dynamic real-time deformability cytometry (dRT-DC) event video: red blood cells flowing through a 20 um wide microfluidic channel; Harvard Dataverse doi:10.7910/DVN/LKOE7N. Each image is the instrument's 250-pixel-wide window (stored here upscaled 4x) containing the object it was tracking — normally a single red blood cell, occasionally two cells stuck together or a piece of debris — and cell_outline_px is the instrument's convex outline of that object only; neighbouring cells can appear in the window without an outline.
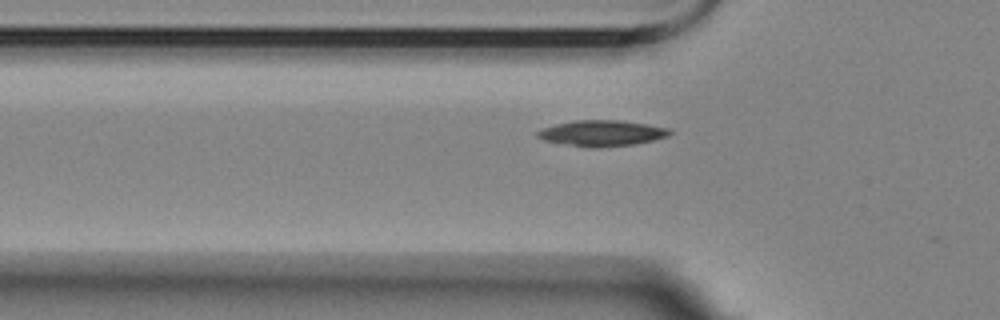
{"species": "Egyptian fruit bat (a non-hibernating species)", "species_latin": "Rousettus aegyptiacus", "temperature_condition": "room temperature", "stored_images_in_passage": 11, "camera_frame_rate_fps": 3000, "um_per_image_px": 0.085, "animal": {"sex": "female"}, "frame": {"image": 1, "passage_image": 5, "time_ms": 1.333, "image_size_px": [1000, 320], "cell_outline_px": [[672, 132], [668, 136], [652, 140], [632, 144], [600, 148], [588, 148], [544, 140], [536, 136], [536, 132], [544, 128], [556, 124], [576, 120], [620, 120], [648, 124], [672, 128]], "centroid_in_image_um": [51.19, 11.32], "position_along_channel_um": 74.6, "area_um2": 19.94}}
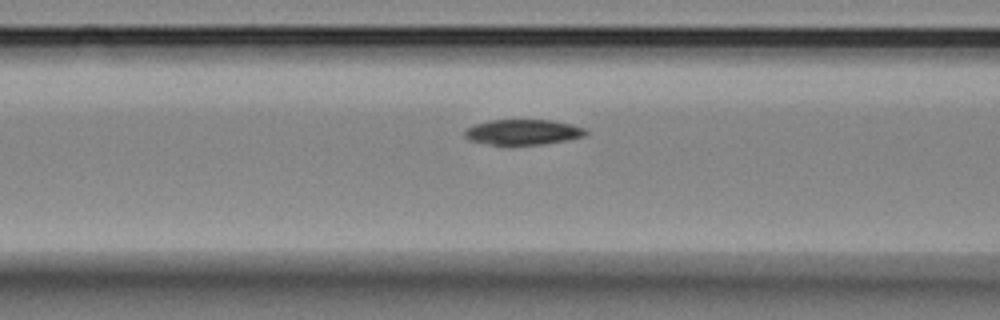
{"frame": {"image": 2, "passage_image": 9, "time_ms": 2.667, "image_size_px": [1000, 320], "cell_outline_px": [[588, 132], [584, 136], [568, 140], [544, 144], [512, 148], [508, 148], [468, 140], [464, 136], [464, 128], [488, 120], [548, 120], [568, 124], [584, 128]], "centroid_in_image_um": [44.37, 11.28], "position_along_channel_um": 122.2, "area_um2": 18.61}}